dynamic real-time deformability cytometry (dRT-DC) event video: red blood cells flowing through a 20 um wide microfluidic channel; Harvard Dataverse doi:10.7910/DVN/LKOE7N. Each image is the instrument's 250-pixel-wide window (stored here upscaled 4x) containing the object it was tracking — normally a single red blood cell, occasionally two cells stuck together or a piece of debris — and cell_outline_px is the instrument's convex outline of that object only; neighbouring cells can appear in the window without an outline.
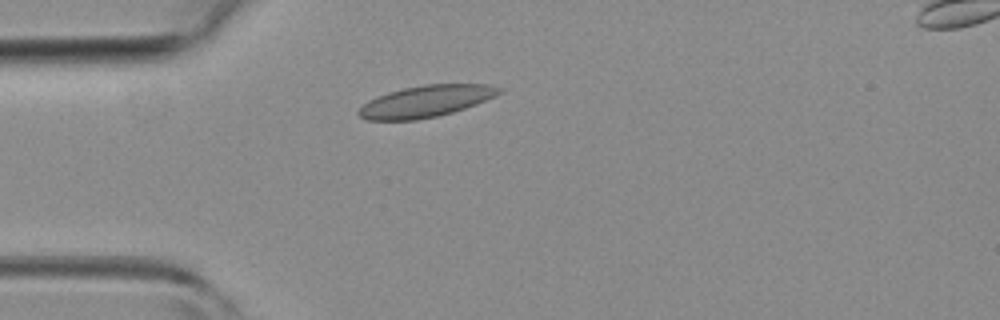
{"species": "common noctule bat (a hibernating species)", "species_latin": "Nyctalus noctula", "temperature_condition": "room temperature", "stored_images_in_passage": 1, "camera_frame_rate_fps": 3000, "um_per_image_px": 0.085, "animal": {"sex": "female", "body_mass_g": 19.3, "forearm_length_mm": 54.1}, "frame": {"image": 1, "passage_image": 1, "time_ms": 0.0, "image_size_px": [1000, 320], "cell_outline_px": [[504, 92], [496, 96], [476, 104], [452, 112], [436, 116], [416, 120], [368, 120], [360, 116], [356, 112], [368, 100], [376, 96], [388, 92], [404, 88], [424, 84], [488, 84], [504, 88]], "centroid_in_image_um": [36.23, 8.6], "position_along_channel_um": 48.8, "area_um2": 25.95}}